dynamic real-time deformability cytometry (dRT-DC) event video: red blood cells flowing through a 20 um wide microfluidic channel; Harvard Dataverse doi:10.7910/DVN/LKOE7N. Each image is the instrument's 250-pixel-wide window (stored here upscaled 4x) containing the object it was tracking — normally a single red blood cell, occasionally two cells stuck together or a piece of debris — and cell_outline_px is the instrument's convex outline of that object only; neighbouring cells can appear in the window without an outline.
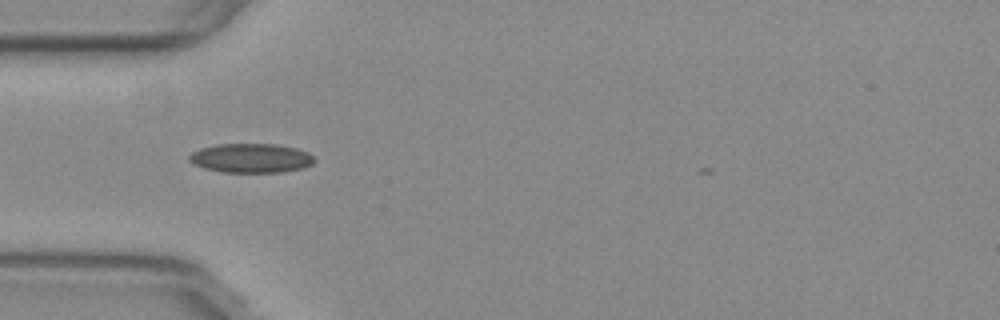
{"species": "common noctule bat (a hibernating species)", "species_latin": "Nyctalus noctula", "temperature_condition": "warm", "stored_images_in_passage": 33, "camera_frame_rate_fps": 3000, "um_per_image_px": 0.085, "animal": {"sex": "female", "body_mass_g": 29.2, "forearm_length_mm": 56.3}, "frame": {"image": 1, "passage_image": 1, "time_ms": 0.0, "image_size_px": [1000, 320], "cell_outline_px": [[316, 160], [312, 164], [304, 168], [280, 172], [220, 172], [204, 168], [192, 164], [188, 160], [188, 156], [192, 152], [200, 148], [216, 144], [276, 144], [296, 148], [308, 152]], "centroid_in_image_um": [21.31, 13.44], "position_along_channel_um": 63.7, "area_um2": 21.5}}
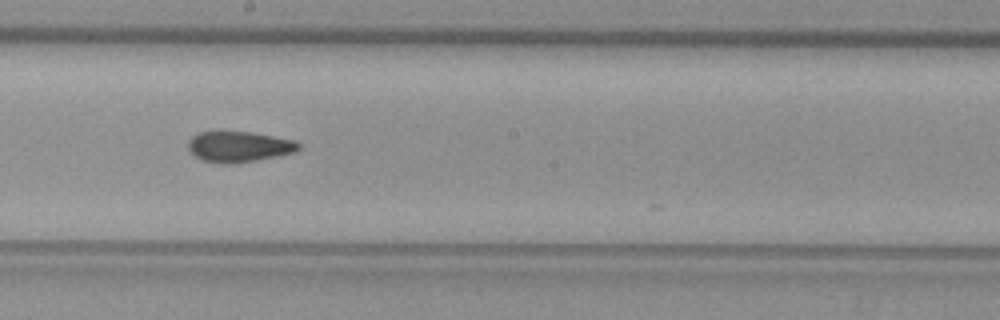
{"frame": {"image": 2, "passage_image": 14, "time_ms": 4.333, "image_size_px": [1000, 320], "cell_outline_px": [[300, 148], [292, 152], [276, 156], [256, 160], [228, 164], [200, 160], [188, 152], [188, 140], [196, 132], [216, 128], [220, 128], [252, 132], [296, 140], [300, 144]], "centroid_in_image_um": [20.2, 12.4], "position_along_channel_um": 228.0, "area_um2": 20.63}}
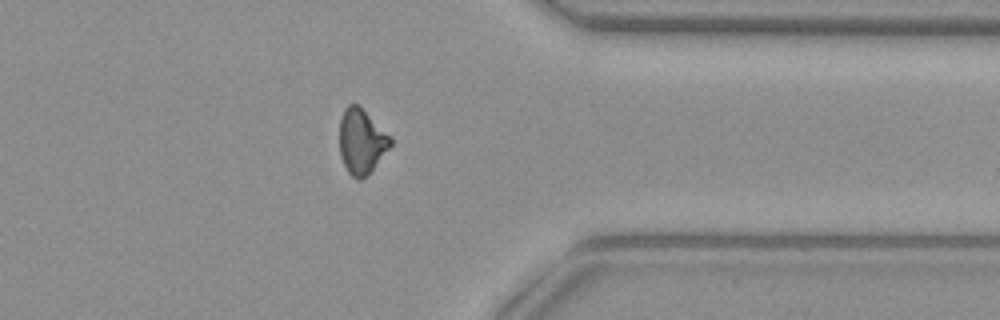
{"frame": {"image": 3, "passage_image": 27, "time_ms": 8.667, "image_size_px": [1000, 320], "cell_outline_px": [[392, 144], [372, 168], [360, 180], [356, 180], [348, 172], [340, 156], [340, 120], [344, 108], [348, 104], [360, 104], [392, 136]], "centroid_in_image_um": [30.73, 11.95], "position_along_channel_um": 380.7, "area_um2": 19.36}, "authors_computed_cell_mechanics": {"area_um2": 20.0566, "velocity_mm_per_s": 3.7958, "shape_relaxation_time_tau1_ms": null, "shape_relaxation_time_tau2_ms": 2.5626, "deformation_change_tau1": null, "deformation_change_tau2": 0.094}}